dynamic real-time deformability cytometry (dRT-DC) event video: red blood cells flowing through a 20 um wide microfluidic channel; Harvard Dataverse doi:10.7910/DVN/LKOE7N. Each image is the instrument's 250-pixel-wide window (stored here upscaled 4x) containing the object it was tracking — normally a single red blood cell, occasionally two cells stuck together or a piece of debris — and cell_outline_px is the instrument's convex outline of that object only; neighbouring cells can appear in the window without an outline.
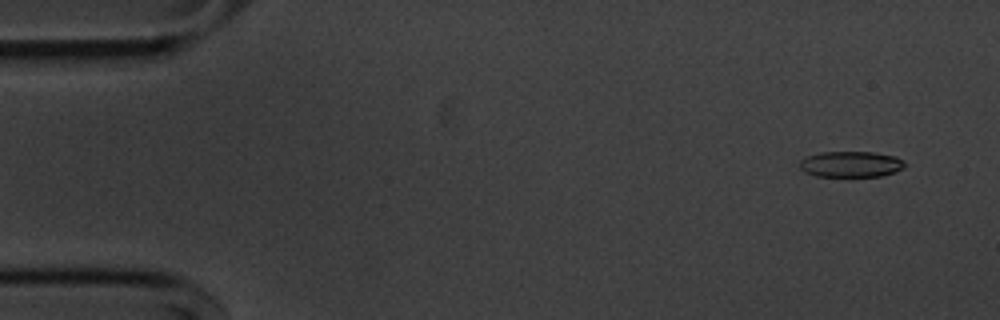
{"species": "common noctule bat (a hibernating species)", "species_latin": "Nyctalus noctula", "temperature_condition": "cold", "stored_images_in_passage": 55, "camera_frame_rate_fps": 3000, "um_per_image_px": 0.085, "animal": {"sex": "male", "body_mass_g": 20.1, "forearm_length_mm": 53.5}, "frame": {"image": 1, "passage_image": 4, "time_ms": 1.0, "image_size_px": [1000, 320], "cell_outline_px": [[908, 164], [904, 168], [896, 172], [880, 176], [816, 176], [804, 172], [800, 168], [800, 160], [808, 156], [820, 152], [872, 152], [896, 156], [904, 160]], "centroid_in_image_um": [72.37, 13.95], "position_along_channel_um": 12.6, "area_um2": 16.01}}
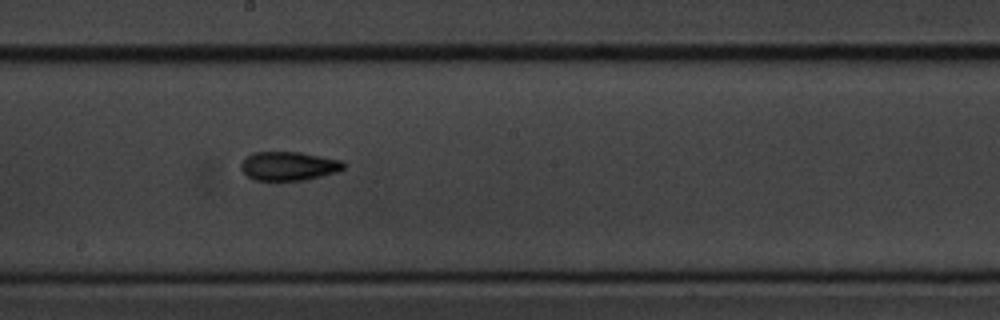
{"frame": {"image": 2, "passage_image": 30, "time_ms": 9.667, "image_size_px": [1000, 320], "cell_outline_px": [[344, 168], [336, 172], [304, 180], [256, 180], [248, 176], [240, 168], [240, 164], [252, 152], [300, 152], [344, 160]], "centroid_in_image_um": [24.55, 14.1], "position_along_channel_um": 223.6, "area_um2": 17.17}}
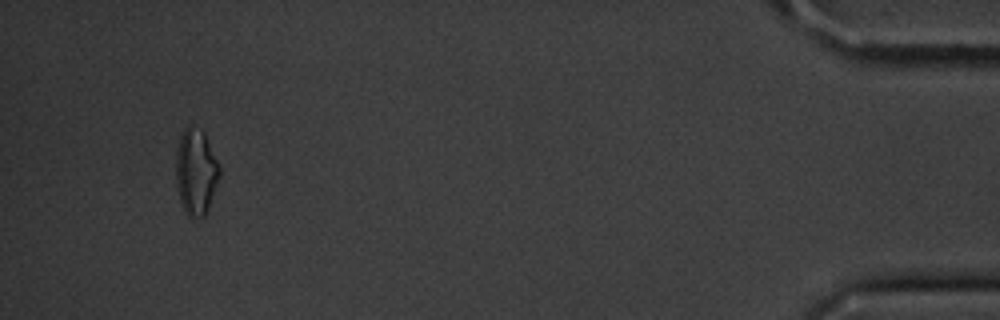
{"frame": {"image": 3, "passage_image": 52, "time_ms": 17.0, "image_size_px": [1000, 320], "cell_outline_px": [[220, 176], [208, 208], [204, 216], [188, 216], [184, 212], [180, 200], [176, 184], [176, 152], [180, 136], [184, 128], [188, 124], [192, 124], [200, 128], [204, 132], [220, 168]], "centroid_in_image_um": [16.64, 14.56], "position_along_channel_um": 418.6, "area_um2": 21.85}, "authors_computed_cell_mechanics": {"area_um2": 16.8776, "velocity_mm_per_s": 3.6607, "shape_relaxation_time_tau1_ms": 5.9324, "shape_relaxation_time_tau2_ms": 4.739, "deformation_change_tau1": 0.1477, "deformation_change_tau2": 0.1335}}